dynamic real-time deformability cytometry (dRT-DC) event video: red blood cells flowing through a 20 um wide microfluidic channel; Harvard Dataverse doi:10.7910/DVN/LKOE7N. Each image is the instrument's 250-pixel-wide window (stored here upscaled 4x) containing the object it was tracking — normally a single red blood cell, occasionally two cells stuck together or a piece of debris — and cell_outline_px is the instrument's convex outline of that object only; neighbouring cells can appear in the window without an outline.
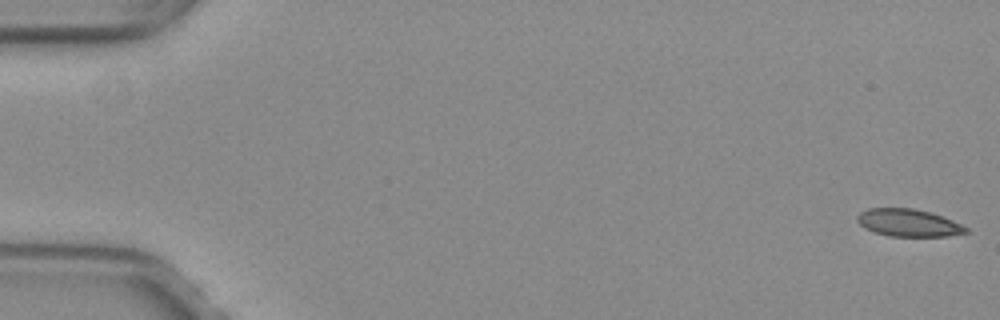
{"species": "common noctule bat (a hibernating species)", "species_latin": "Nyctalus noctula", "temperature_condition": "warm", "stored_images_in_passage": 49, "camera_frame_rate_fps": 3000, "um_per_image_px": 0.085, "animal": {"sex": "female", "body_mass_g": 29.2, "forearm_length_mm": 56.3}, "frame": {"image": 1, "passage_image": 1, "time_ms": 0.0, "image_size_px": [1000, 320], "cell_outline_px": [[968, 232], [948, 236], [888, 236], [864, 228], [856, 220], [856, 216], [860, 212], [868, 208], [912, 208], [932, 212], [944, 216], [968, 228]], "centroid_in_image_um": [77.21, 18.93], "position_along_channel_um": 7.8, "area_um2": 17.46}}
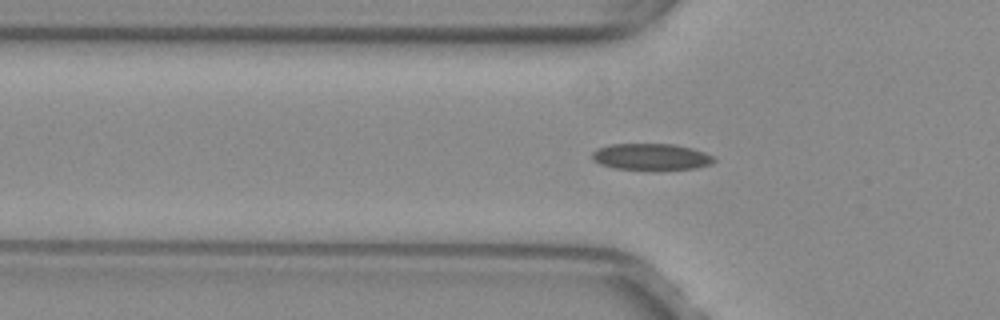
{"frame": {"image": 2, "passage_image": 18, "time_ms": 5.667, "image_size_px": [1000, 320], "cell_outline_px": [[716, 160], [712, 164], [696, 168], [656, 172], [652, 172], [612, 168], [600, 164], [592, 160], [592, 152], [596, 148], [608, 144], [676, 144], [692, 148], [704, 152], [712, 156]], "centroid_in_image_um": [55.33, 13.37], "position_along_channel_um": 70.5, "area_um2": 19.77}}
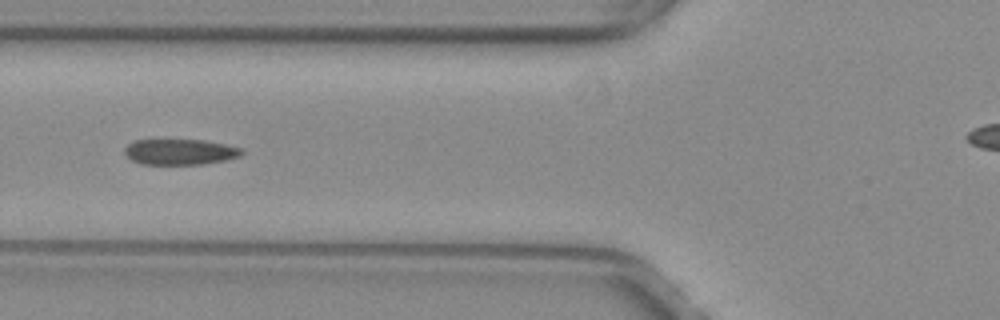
{"frame": {"image": 3, "passage_image": 21, "time_ms": 6.667, "image_size_px": [1000, 320], "cell_outline_px": [[244, 152], [240, 156], [228, 160], [200, 164], [140, 164], [132, 160], [124, 152], [124, 148], [128, 144], [136, 140], [204, 140], [244, 148]], "centroid_in_image_um": [15.34, 12.91], "position_along_channel_um": 110.5, "area_um2": 17.57}}